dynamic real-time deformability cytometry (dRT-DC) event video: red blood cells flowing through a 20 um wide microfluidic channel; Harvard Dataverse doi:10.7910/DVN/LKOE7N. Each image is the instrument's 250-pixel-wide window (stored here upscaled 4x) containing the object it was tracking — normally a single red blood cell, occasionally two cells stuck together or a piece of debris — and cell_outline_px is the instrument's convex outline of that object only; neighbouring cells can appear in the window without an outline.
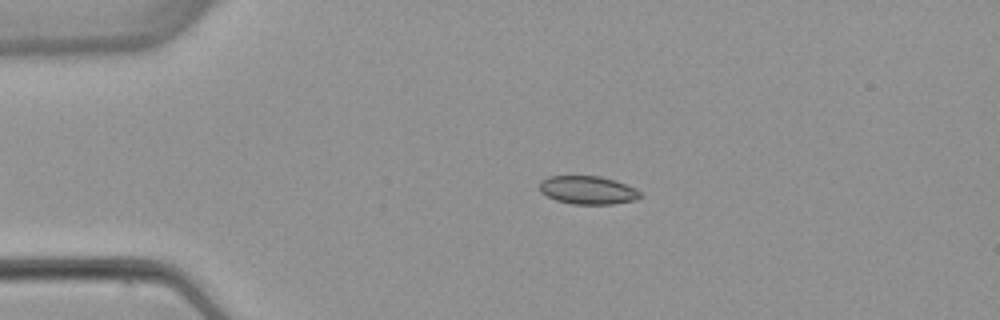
{"species": "common noctule bat (a hibernating species)", "species_latin": "Nyctalus noctula", "temperature_condition": "warm", "stored_images_in_passage": 2, "camera_frame_rate_fps": 3000, "um_per_image_px": 0.085, "animal": {"sex": "female", "body_mass_g": 22.7, "forearm_length_mm": 54.2}, "frame": {"image": 1, "passage_image": 1, "time_ms": 0.0, "image_size_px": [1000, 320], "cell_outline_px": [[644, 196], [636, 200], [612, 204], [572, 204], [556, 200], [540, 192], [540, 180], [548, 176], [600, 176], [624, 184], [640, 192]], "centroid_in_image_um": [49.94, 16.16], "position_along_channel_um": 35.1, "area_um2": 16.47}}
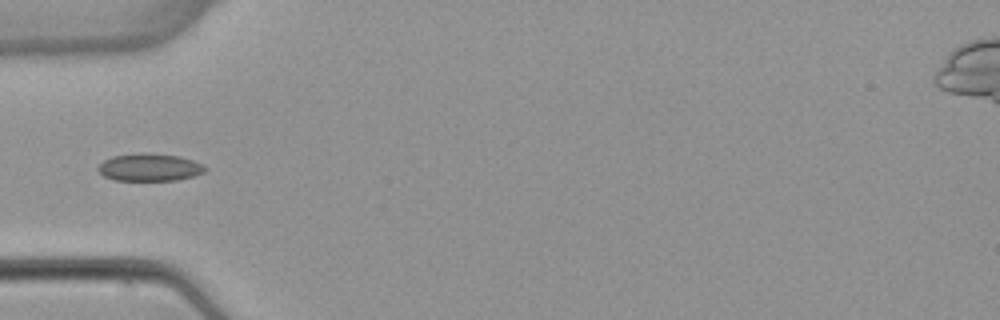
{"frame": {"image": 2, "passage_image": 2, "time_ms": 2.0, "image_size_px": [1000, 320], "cell_outline_px": [[208, 168], [204, 172], [196, 176], [176, 180], [116, 180], [104, 176], [96, 168], [104, 160], [112, 156], [144, 152], [180, 156], [204, 164]], "centroid_in_image_um": [12.75, 14.21], "position_along_channel_um": 72.2, "area_um2": 17.28}}